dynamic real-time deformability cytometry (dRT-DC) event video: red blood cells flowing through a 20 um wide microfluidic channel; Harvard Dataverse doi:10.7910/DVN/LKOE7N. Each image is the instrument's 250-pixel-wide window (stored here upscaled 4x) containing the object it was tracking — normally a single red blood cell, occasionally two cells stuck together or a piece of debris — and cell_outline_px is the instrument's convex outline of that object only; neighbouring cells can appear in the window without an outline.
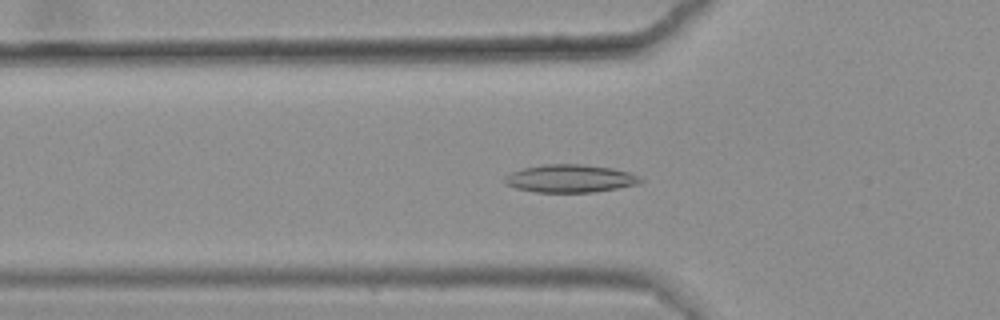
{"species": "common noctule bat (a hibernating species)", "species_latin": "Nyctalus noctula", "temperature_condition": "warm", "stored_images_in_passage": 48, "camera_frame_rate_fps": 3000, "um_per_image_px": 0.085, "animal": {"sex": "female", "body_mass_g": 25.1}, "frame": {"image": 1, "passage_image": 19, "time_ms": 6.0, "image_size_px": [1000, 320], "cell_outline_px": [[644, 180], [636, 184], [616, 188], [592, 192], [536, 192], [516, 188], [508, 184], [504, 180], [504, 176], [512, 172], [524, 168], [544, 164], [580, 164], [612, 168], [628, 172]], "centroid_in_image_um": [48.43, 15.17], "position_along_channel_um": 77.4, "area_um2": 21.68}}
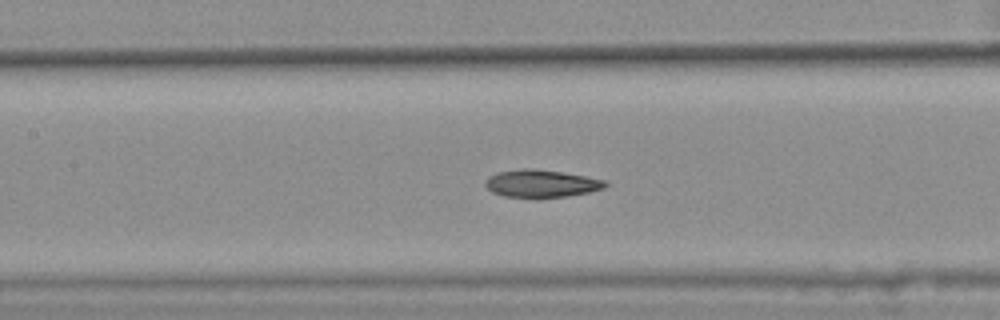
{"frame": {"image": 2, "passage_image": 26, "time_ms": 8.333, "image_size_px": [1000, 320], "cell_outline_px": [[608, 184], [604, 188], [588, 192], [568, 196], [536, 200], [532, 200], [504, 196], [492, 192], [484, 184], [484, 180], [488, 176], [500, 172], [524, 168], [532, 168], [560, 172], [608, 180]], "centroid_in_image_um": [45.99, 15.64], "position_along_channel_um": 161.4, "area_um2": 19.83}}
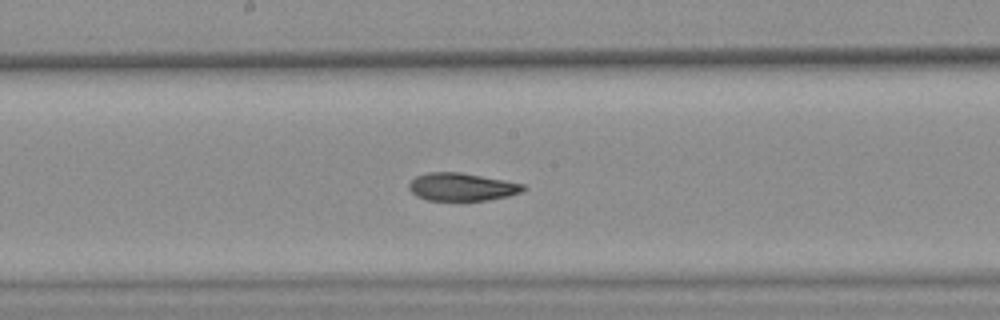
{"frame": {"image": 3, "passage_image": 30, "time_ms": 9.667, "image_size_px": [1000, 320], "cell_outline_px": [[528, 188], [520, 192], [508, 196], [488, 200], [428, 200], [416, 196], [408, 188], [408, 184], [416, 176], [428, 172], [460, 172], [504, 180], [524, 184]], "centroid_in_image_um": [39.25, 15.88], "position_along_channel_um": 209.0, "area_um2": 18.5}, "authors_computed_cell_mechanics": {"area_um2": 19.7387, "velocity_mm_per_s": 3.5834, "shape_relaxation_time_tau1_ms": null, "shape_relaxation_time_tau2_ms": 2.0281, "deformation_change_tau1": null, "deformation_change_tau2": 0.0742}}